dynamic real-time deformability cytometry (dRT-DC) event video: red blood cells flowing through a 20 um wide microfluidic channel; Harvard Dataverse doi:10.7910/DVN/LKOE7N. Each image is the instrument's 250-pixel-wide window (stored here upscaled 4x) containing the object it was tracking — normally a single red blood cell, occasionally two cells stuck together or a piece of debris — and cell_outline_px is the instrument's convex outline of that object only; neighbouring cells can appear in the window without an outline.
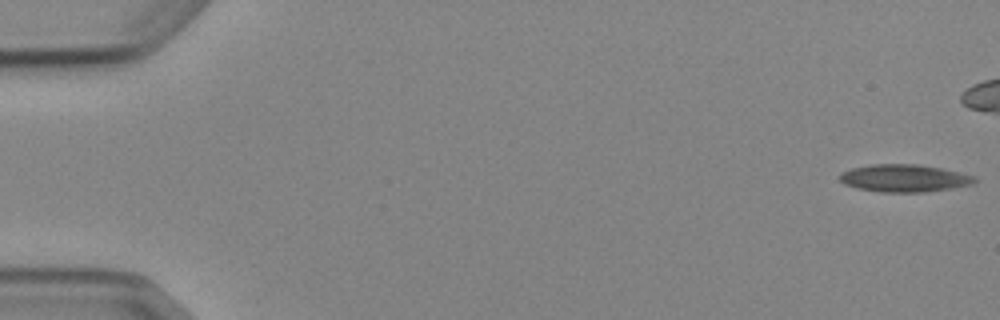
{"species": "Egyptian fruit bat (a non-hibernating species)", "species_latin": "Rousettus aegyptiacus", "temperature_condition": "cold", "stored_images_in_passage": 7, "camera_frame_rate_fps": 3000, "um_per_image_px": 0.085, "animal": {"sex": "female"}, "frame": {"image": 1, "passage_image": 1, "time_ms": 0.0, "image_size_px": [1000, 320], "cell_outline_px": [[976, 180], [972, 184], [952, 188], [924, 192], [880, 192], [856, 188], [844, 184], [840, 180], [840, 172], [852, 168], [872, 164], [920, 164], [960, 172], [976, 176]], "centroid_in_image_um": [76.85, 15.14], "position_along_channel_um": 8.1, "area_um2": 21.68}}